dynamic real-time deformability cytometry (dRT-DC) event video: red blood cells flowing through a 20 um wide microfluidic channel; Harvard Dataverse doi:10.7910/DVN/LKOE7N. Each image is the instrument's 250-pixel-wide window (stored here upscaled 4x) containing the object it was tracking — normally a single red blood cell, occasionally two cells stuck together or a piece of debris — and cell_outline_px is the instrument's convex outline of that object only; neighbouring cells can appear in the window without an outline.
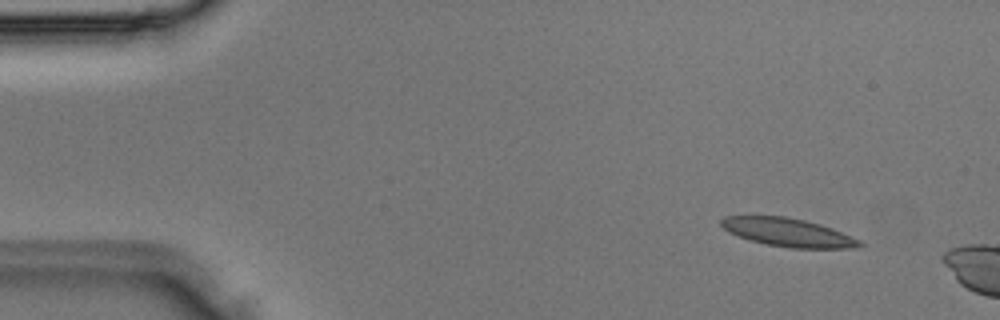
{"species": "Egyptian fruit bat (a non-hibernating species)", "species_latin": "Rousettus aegyptiacus", "temperature_condition": "room temperature", "stored_images_in_passage": 3, "camera_frame_rate_fps": 3000, "um_per_image_px": 0.085, "animal": {"sex": "male"}, "frame": {"image": 1, "passage_image": 1, "time_ms": 0.0, "image_size_px": [1000, 320], "cell_outline_px": [[864, 244], [860, 248], [788, 248], [748, 240], [728, 232], [720, 224], [720, 220], [724, 216], [784, 216], [804, 220], [820, 224], [832, 228], [860, 240]], "centroid_in_image_um": [66.98, 19.76], "position_along_channel_um": 18.0, "area_um2": 22.89}}